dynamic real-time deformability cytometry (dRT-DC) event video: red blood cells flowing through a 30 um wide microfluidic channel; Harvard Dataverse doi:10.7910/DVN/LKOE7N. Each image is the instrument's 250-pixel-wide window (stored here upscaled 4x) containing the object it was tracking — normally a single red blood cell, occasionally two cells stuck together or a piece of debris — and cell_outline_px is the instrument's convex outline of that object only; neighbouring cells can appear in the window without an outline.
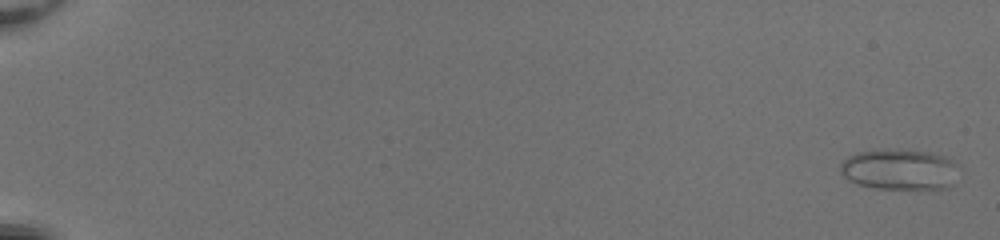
{"species": "common noctule bat (a hibernating species)", "species_latin": "Nyctalus noctula", "temperature_condition": "room temperature", "stored_images_in_passage": 53, "camera_frame_rate_fps": 3000, "um_per_image_px": 0.085, "animal": {"sex": "female", "body_mass_g": 20.0, "forearm_length_mm": 54.0}, "frame": {"image": 1, "passage_image": 2, "time_ms": 0.333, "image_size_px": [1000, 240], "cell_outline_px": [[956, 164], [948, 188], [876, 188], [860, 184], [844, 176], [840, 172], [840, 164], [848, 156], [856, 152], [888, 148], [896, 148], [928, 152], [948, 156]], "centroid_in_image_um": [76.4, 14.36], "position_along_channel_um": 8.6, "area_um2": 27.74}}
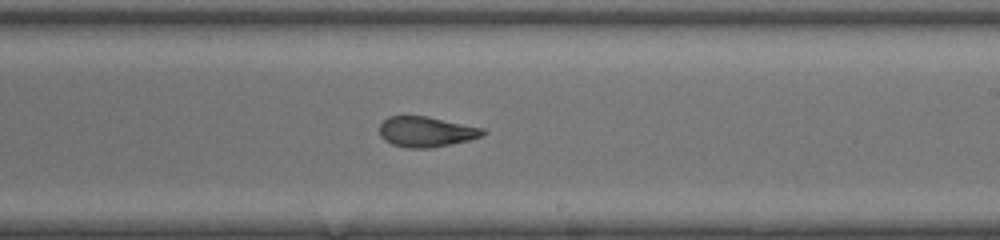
{"frame": {"image": 2, "passage_image": 35, "time_ms": 11.333, "image_size_px": [1000, 240], "cell_outline_px": [[488, 132], [480, 136], [468, 140], [432, 148], [408, 148], [392, 144], [384, 140], [380, 136], [380, 124], [388, 116], [428, 116], [484, 128]], "centroid_in_image_um": [36.22, 11.19], "position_along_channel_um": 252.8, "area_um2": 18.32}}
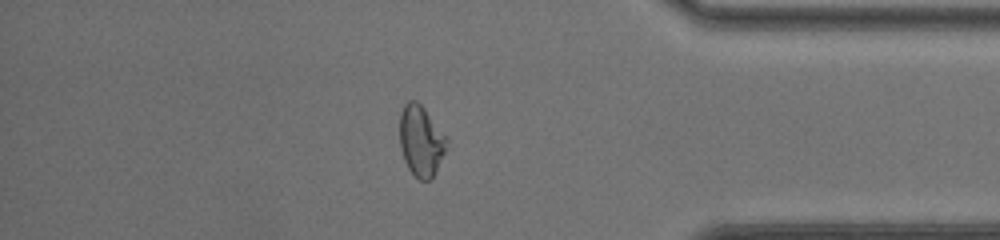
{"frame": {"image": 3, "passage_image": 47, "time_ms": 15.333, "image_size_px": [1000, 240], "cell_outline_px": [[448, 148], [436, 172], [428, 180], [420, 180], [408, 168], [404, 160], [400, 148], [400, 112], [404, 104], [408, 100], [416, 100], [424, 108], [448, 140]], "centroid_in_image_um": [35.78, 11.97], "position_along_channel_um": 399.4, "area_um2": 19.36}, "authors_computed_cell_mechanics": {"area_um2": 19.941, "velocity_mm_per_s": 4.1149, "shape_relaxation_time_tau1_ms": null, "shape_relaxation_time_tau2_ms": 1.472, "deformation_change_tau1": null, "deformation_change_tau2": 0.077}}